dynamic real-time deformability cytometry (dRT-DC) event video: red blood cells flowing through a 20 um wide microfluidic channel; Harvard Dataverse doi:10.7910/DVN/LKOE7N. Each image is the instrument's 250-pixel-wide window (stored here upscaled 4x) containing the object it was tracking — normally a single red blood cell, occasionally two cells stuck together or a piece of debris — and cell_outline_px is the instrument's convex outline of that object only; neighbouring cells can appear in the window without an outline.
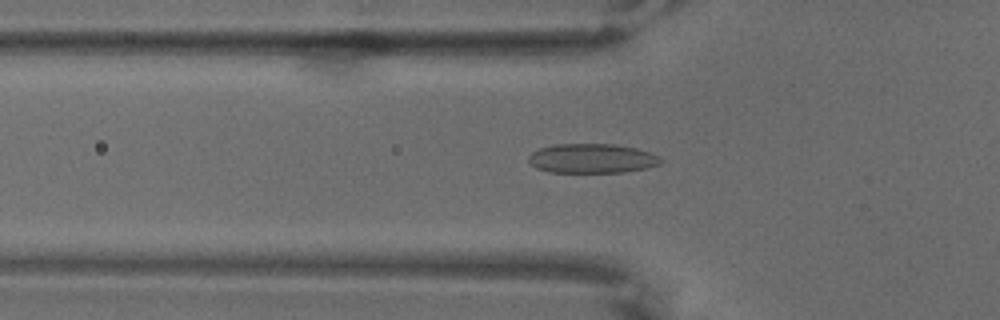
{"species": "common noctule bat (a hibernating species)", "species_latin": "Nyctalus noctula", "temperature_condition": "warm", "stored_images_in_passage": 67, "camera_frame_rate_fps": 3000, "um_per_image_px": 0.085, "animal": {"sex": "male", "body_mass_g": 18.8}, "frame": {"image": 1, "passage_image": 23, "time_ms": 7.333, "image_size_px": [1000, 320], "cell_outline_px": [[664, 160], [660, 164], [644, 168], [624, 172], [548, 172], [536, 168], [528, 160], [528, 156], [532, 152], [540, 148], [556, 144], [612, 144], [636, 148], [652, 152]], "centroid_in_image_um": [50.32, 13.46], "position_along_channel_um": 75.5, "area_um2": 22.66}}
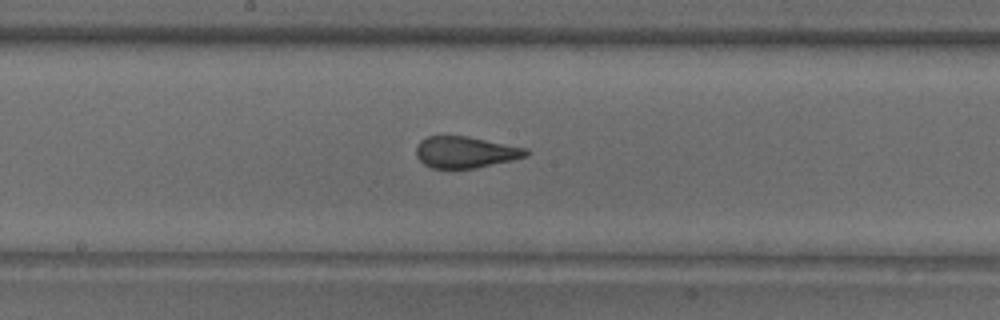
{"frame": {"image": 2, "passage_image": 36, "time_ms": 11.667, "image_size_px": [1000, 320], "cell_outline_px": [[532, 152], [528, 156], [512, 160], [476, 168], [432, 168], [424, 164], [416, 156], [416, 144], [420, 140], [428, 136], [468, 136], [528, 148]], "centroid_in_image_um": [39.59, 12.93], "position_along_channel_um": 208.6, "area_um2": 20.35}}
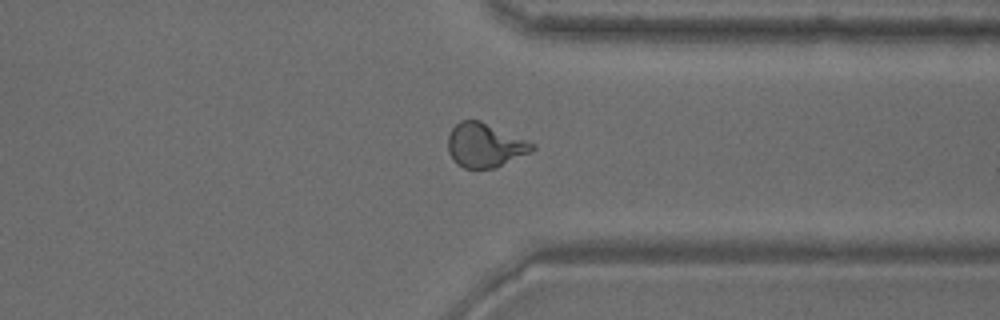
{"frame": {"image": 3, "passage_image": 52, "time_ms": 17.0, "image_size_px": [1000, 320], "cell_outline_px": [[536, 148], [532, 152], [496, 168], [464, 168], [456, 164], [452, 160], [448, 152], [448, 136], [452, 128], [460, 120], [480, 120], [536, 144]], "centroid_in_image_um": [41.22, 12.36], "position_along_channel_um": 370.2, "area_um2": 21.85}}